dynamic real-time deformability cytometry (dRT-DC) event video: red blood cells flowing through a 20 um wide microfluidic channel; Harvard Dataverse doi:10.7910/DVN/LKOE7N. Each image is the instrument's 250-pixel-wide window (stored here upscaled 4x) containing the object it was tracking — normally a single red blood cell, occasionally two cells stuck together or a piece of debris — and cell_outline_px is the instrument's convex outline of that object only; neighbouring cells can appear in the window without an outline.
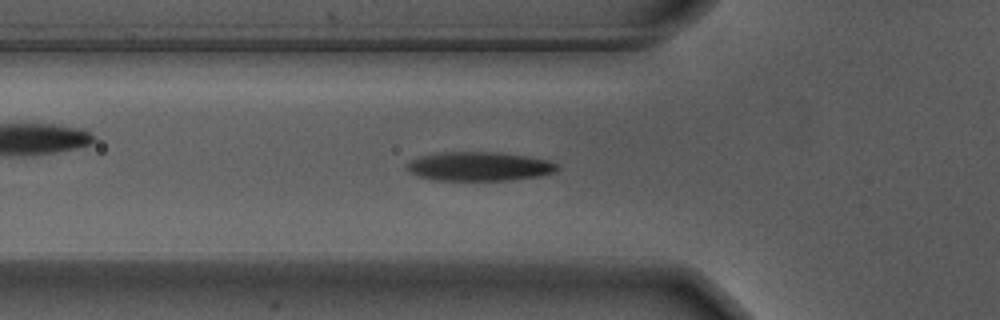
{"species": "Egyptian fruit bat (a non-hibernating species)", "species_latin": "Rousettus aegyptiacus", "temperature_condition": "warm", "stored_images_in_passage": 56, "camera_frame_rate_fps": 3000, "um_per_image_px": 0.085, "animal": {"sex": "male"}, "frame": {"image": 1, "passage_image": 18, "time_ms": 5.667, "image_size_px": [1000, 320], "cell_outline_px": [[560, 168], [556, 172], [540, 176], [508, 180], [432, 180], [416, 176], [408, 172], [404, 164], [420, 156], [440, 152], [496, 152], [524, 156], [548, 160], [556, 164]], "centroid_in_image_um": [40.69, 14.15], "position_along_channel_um": 85.1, "area_um2": 25.55}}
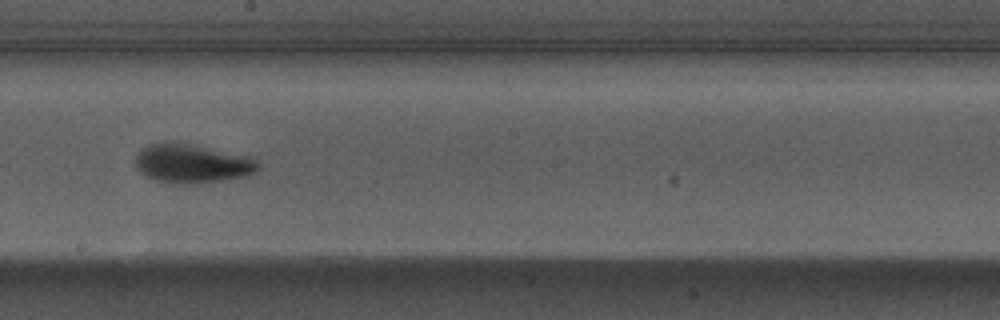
{"frame": {"image": 2, "passage_image": 30, "time_ms": 9.667, "image_size_px": [1000, 320], "cell_outline_px": [[260, 168], [256, 172], [248, 176], [224, 180], [184, 184], [172, 184], [156, 180], [144, 176], [136, 168], [136, 156], [148, 144], [164, 140], [248, 156], [256, 160], [260, 164]], "centroid_in_image_um": [16.31, 13.92], "position_along_channel_um": 231.9, "area_um2": 27.74}}
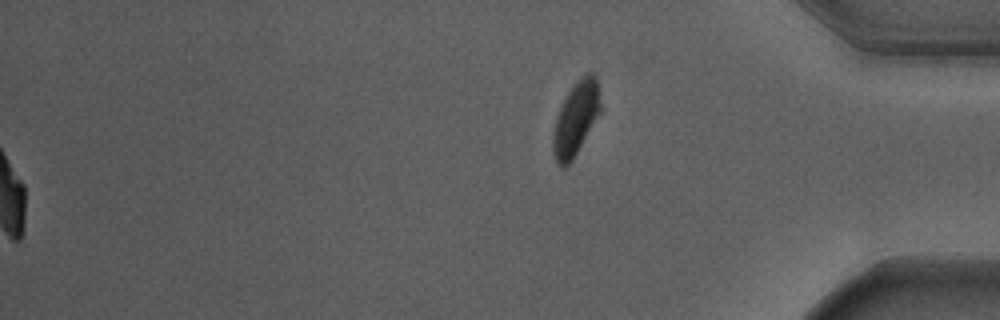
{"frame": {"image": 3, "passage_image": 56, "time_ms": 18.333, "image_size_px": [1000, 320], "cell_outline_px": [[600, 112], [572, 160], [564, 168], [560, 168], [556, 164], [552, 148], [552, 132], [556, 116], [572, 84], [576, 80], [588, 72], [592, 72], [596, 76], [600, 92]], "centroid_in_image_um": [48.92, 10.07], "position_along_channel_um": 386.3, "area_um2": 20.4}, "authors_computed_cell_mechanics": {"area_um2": 25.4609, "velocity_mm_per_s": 3.6673, "shape_relaxation_time_tau1_ms": 2.9107, "shape_relaxation_time_tau2_ms": 1.2948, "deformation_change_tau1": 0.182, "deformation_change_tau2": 0.0591}}